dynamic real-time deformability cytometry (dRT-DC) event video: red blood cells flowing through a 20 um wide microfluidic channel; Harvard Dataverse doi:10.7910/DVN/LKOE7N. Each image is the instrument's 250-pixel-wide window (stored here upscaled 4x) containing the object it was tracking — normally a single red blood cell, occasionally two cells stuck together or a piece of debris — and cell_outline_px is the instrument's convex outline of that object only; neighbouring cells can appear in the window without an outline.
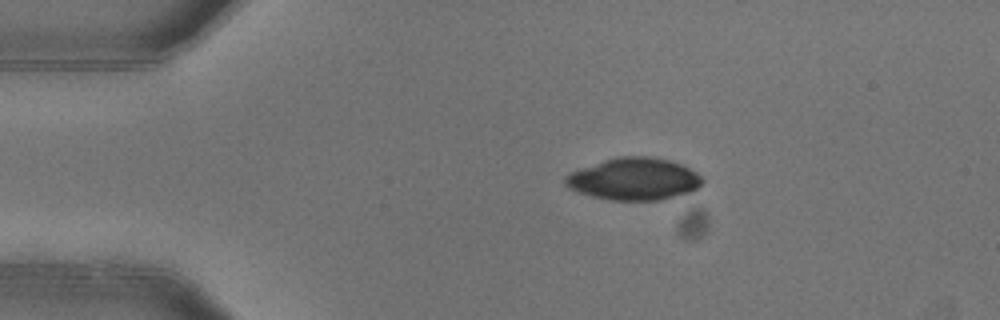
{"species": "common noctule bat (a hibernating species)", "species_latin": "Nyctalus noctula", "temperature_condition": "warm", "stored_images_in_passage": 3, "camera_frame_rate_fps": 3000, "um_per_image_px": 0.085, "animal": {"sex": "female"}, "frame": {"image": 1, "passage_image": 3, "time_ms": 0.667, "image_size_px": [1000, 320], "cell_outline_px": [[704, 180], [696, 188], [688, 192], [660, 200], [608, 200], [592, 196], [568, 188], [564, 184], [564, 176], [580, 168], [604, 160], [620, 156], [652, 156], [668, 160], [680, 164], [696, 172]], "centroid_in_image_um": [53.85, 15.21], "position_along_channel_um": 31.1, "area_um2": 33.41}}